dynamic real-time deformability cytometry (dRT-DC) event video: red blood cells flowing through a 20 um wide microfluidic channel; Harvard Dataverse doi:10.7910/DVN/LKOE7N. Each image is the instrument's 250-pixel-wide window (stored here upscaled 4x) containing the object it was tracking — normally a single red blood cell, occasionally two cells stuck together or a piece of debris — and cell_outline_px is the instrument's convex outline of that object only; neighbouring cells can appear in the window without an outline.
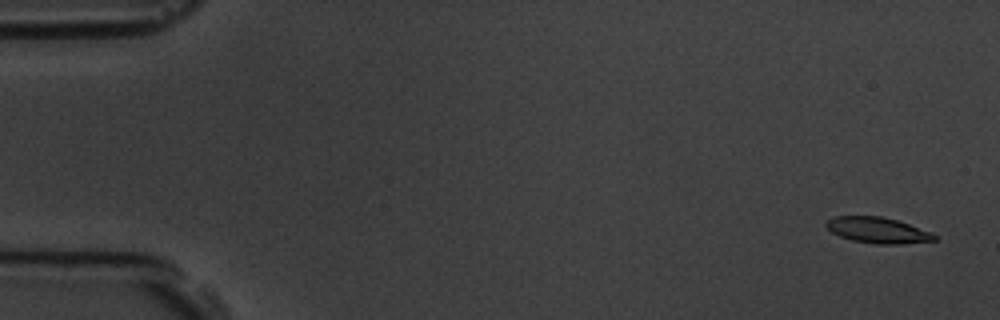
{"species": "common noctule bat (a hibernating species)", "species_latin": "Nyctalus noctula", "temperature_condition": "room temperature", "stored_images_in_passage": 6, "camera_frame_rate_fps": 3000, "um_per_image_px": 0.085, "animal": {"sex": "male", "body_mass_g": 19.5, "forearm_length_mm": 54.6}, "frame": {"image": 1, "passage_image": 1, "time_ms": 0.0, "image_size_px": [1000, 320], "cell_outline_px": [[936, 240], [900, 244], [876, 244], [852, 240], [840, 236], [832, 232], [824, 224], [828, 220], [836, 216], [884, 216], [932, 232], [936, 236]], "centroid_in_image_um": [74.61, 19.56], "position_along_channel_um": 10.4, "area_um2": 16.18}}
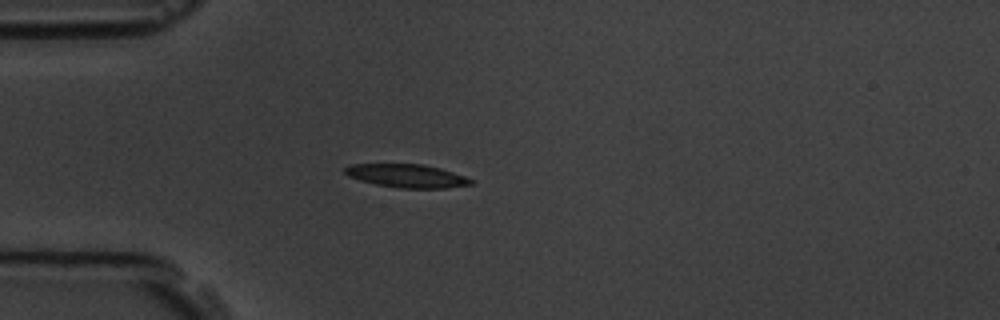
{"frame": {"image": 2, "passage_image": 5, "time_ms": 4.333, "image_size_px": [1000, 320], "cell_outline_px": [[472, 184], [444, 188], [400, 188], [376, 184], [360, 180], [348, 176], [344, 172], [344, 168], [352, 164], [424, 164], [440, 168], [464, 176], [472, 180]], "centroid_in_image_um": [34.56, 14.94], "position_along_channel_um": 50.4, "area_um2": 16.94}}